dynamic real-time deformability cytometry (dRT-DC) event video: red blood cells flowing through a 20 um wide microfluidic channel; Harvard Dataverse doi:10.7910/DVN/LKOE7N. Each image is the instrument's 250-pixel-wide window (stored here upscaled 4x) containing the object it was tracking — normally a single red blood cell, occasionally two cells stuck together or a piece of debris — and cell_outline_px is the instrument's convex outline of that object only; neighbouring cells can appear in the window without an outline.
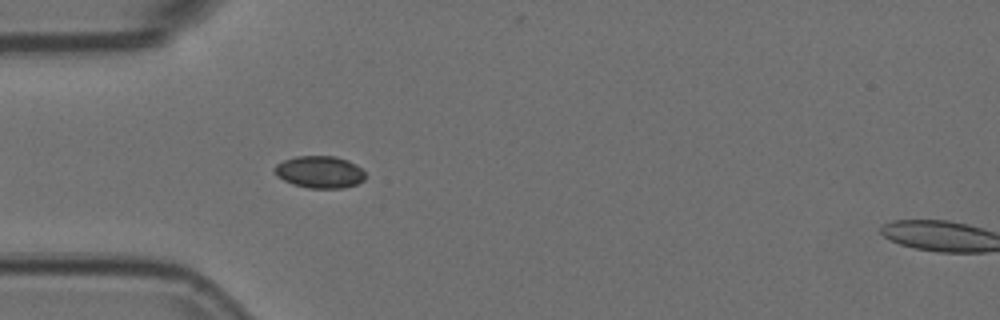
{"species": "Egyptian fruit bat (a non-hibernating species)", "species_latin": "Rousettus aegyptiacus", "temperature_condition": "room temperature", "stored_images_in_passage": 6, "segment_of_instrument_passage": [1, 2], "camera_frame_rate_fps": 3000, "um_per_image_px": 0.085, "animal": {"sex": "female"}, "frame": {"image": 1, "passage_image": 5, "time_ms": 1.333, "image_size_px": [1000, 320], "cell_outline_px": [[364, 180], [356, 184], [344, 188], [308, 188], [292, 184], [276, 176], [272, 172], [272, 168], [276, 164], [284, 160], [296, 156], [336, 156], [348, 160], [356, 164], [364, 172]], "centroid_in_image_um": [27.13, 14.62], "position_along_channel_um": 57.9, "area_um2": 17.17}}